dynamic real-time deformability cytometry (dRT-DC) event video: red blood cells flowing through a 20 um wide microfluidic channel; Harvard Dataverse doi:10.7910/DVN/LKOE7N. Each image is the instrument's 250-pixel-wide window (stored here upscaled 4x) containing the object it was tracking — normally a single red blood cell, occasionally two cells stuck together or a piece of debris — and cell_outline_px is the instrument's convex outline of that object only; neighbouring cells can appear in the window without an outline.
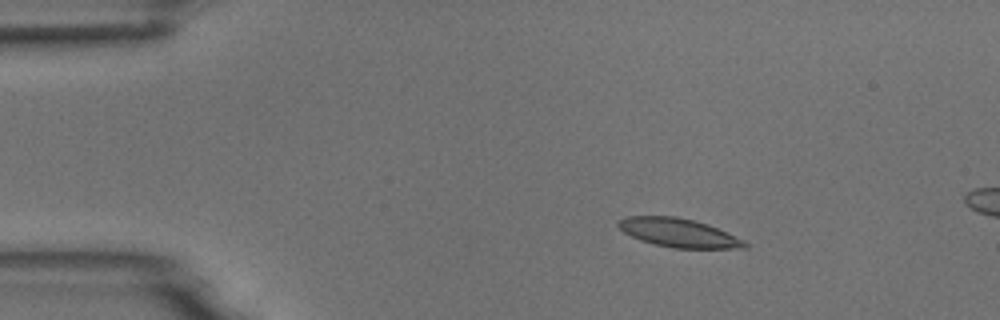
{"species": "common noctule bat (a hibernating species)", "species_latin": "Nyctalus noctula", "temperature_condition": "room temperature", "stored_images_in_passage": 16, "camera_frame_rate_fps": 3000, "um_per_image_px": 0.085, "animal": {"sex": "male", "body_mass_g": 18.8}, "frame": {"image": 1, "passage_image": 10, "time_ms": 3.0, "image_size_px": [1000, 320], "cell_outline_px": [[748, 248], [672, 248], [640, 240], [624, 232], [616, 224], [620, 220], [628, 216], [676, 216], [708, 224], [744, 240], [748, 244]], "centroid_in_image_um": [57.69, 19.79], "position_along_channel_um": 27.3, "area_um2": 20.92}}